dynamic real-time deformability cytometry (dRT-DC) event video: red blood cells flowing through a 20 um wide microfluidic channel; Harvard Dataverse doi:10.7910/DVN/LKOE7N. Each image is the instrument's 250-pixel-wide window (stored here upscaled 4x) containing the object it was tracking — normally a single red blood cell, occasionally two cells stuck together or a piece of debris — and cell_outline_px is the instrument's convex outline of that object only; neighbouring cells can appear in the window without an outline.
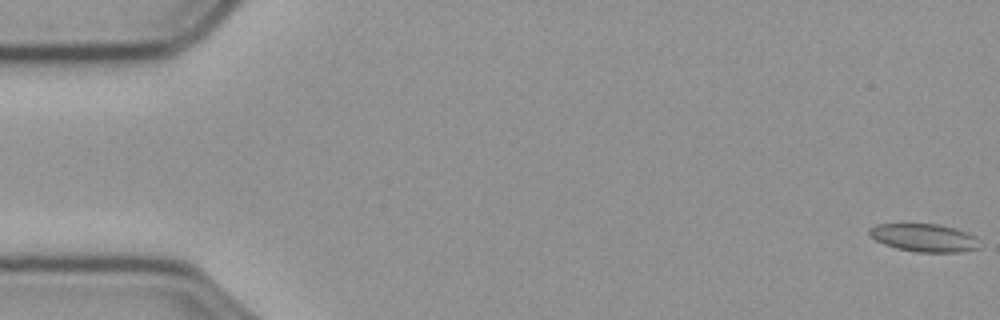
{"species": "common noctule bat (a hibernating species)", "species_latin": "Nyctalus noctula", "temperature_condition": "cold", "stored_images_in_passage": 58, "camera_frame_rate_fps": 3000, "um_per_image_px": 0.085, "animal": {"sex": "male", "body_mass_g": 23.1, "forearm_length_mm": 52.7}, "frame": {"image": 1, "passage_image": 1, "time_ms": 0.0, "image_size_px": [1000, 320], "cell_outline_px": [[980, 248], [960, 252], [916, 252], [896, 248], [884, 244], [876, 240], [868, 232], [868, 228], [876, 224], [936, 224], [956, 228], [968, 232], [976, 236]], "centroid_in_image_um": [78.57, 20.21], "position_along_channel_um": 6.4, "area_um2": 18.03}}
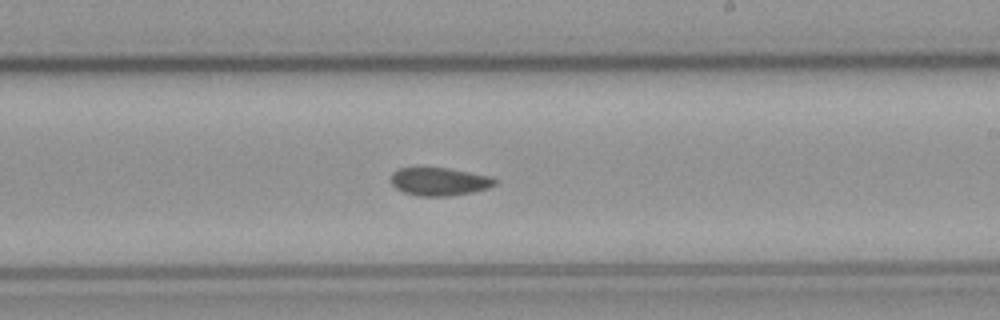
{"frame": {"image": 2, "passage_image": 34, "time_ms": 11.0, "image_size_px": [1000, 320], "cell_outline_px": [[496, 184], [488, 188], [472, 192], [448, 196], [416, 196], [404, 192], [396, 188], [392, 184], [392, 172], [396, 168], [448, 168], [492, 176], [496, 180]], "centroid_in_image_um": [37.35, 15.43], "position_along_channel_um": 251.7, "area_um2": 16.99}}
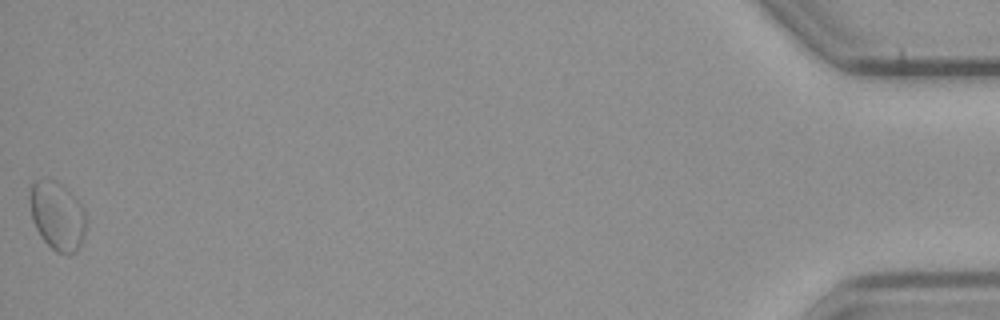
{"frame": {"image": 3, "passage_image": 58, "time_ms": 19.0, "image_size_px": [1000, 320], "cell_outline_px": [[84, 236], [80, 248], [76, 252], [68, 256], [56, 252], [40, 236], [32, 220], [28, 196], [32, 184], [36, 180], [56, 180], [80, 204], [84, 212]], "centroid_in_image_um": [4.84, 18.39], "position_along_channel_um": 430.4, "area_um2": 22.25}, "authors_computed_cell_mechanics": {"area_um2": 17.8602, "velocity_mm_per_s": 3.5659, "shape_relaxation_time_tau1_ms": 8.6864, "shape_relaxation_time_tau2_ms": 4.5017, "deformation_change_tau1": 0.1261, "deformation_change_tau2": 0.0864}}